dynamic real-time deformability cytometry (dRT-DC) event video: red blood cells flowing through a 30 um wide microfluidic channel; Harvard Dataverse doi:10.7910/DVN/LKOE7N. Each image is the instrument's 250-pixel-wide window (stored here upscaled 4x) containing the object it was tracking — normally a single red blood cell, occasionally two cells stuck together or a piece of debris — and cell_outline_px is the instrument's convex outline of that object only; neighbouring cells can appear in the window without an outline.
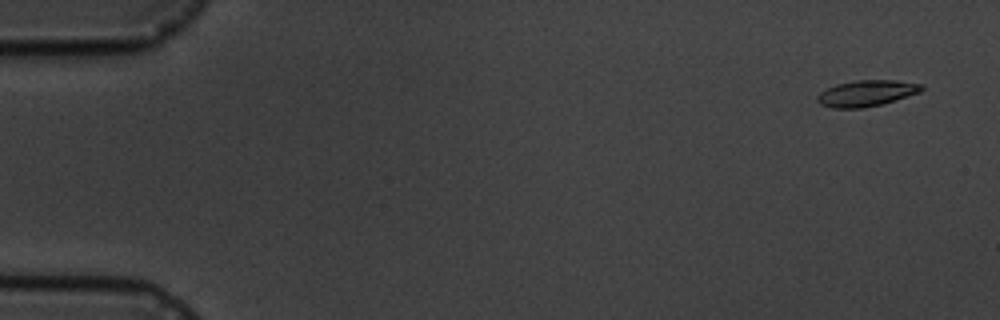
{"species": "common noctule bat (a hibernating species)", "species_latin": "Nyctalus noctula", "temperature_condition": "cold", "stored_images_in_passage": 5, "camera_frame_rate_fps": 3000, "um_per_image_px": 0.085, "animal": {"sex": "male", "body_mass_g": 19.5, "forearm_length_mm": 54.6}, "frame": {"image": 1, "passage_image": 1, "time_ms": 0.0, "image_size_px": [1000, 320], "cell_outline_px": [[924, 88], [920, 92], [880, 104], [864, 108], [832, 108], [820, 104], [816, 100], [816, 96], [820, 92], [836, 84], [856, 80], [896, 80], [924, 84]], "centroid_in_image_um": [73.64, 7.92], "position_along_channel_um": 11.4, "area_um2": 15.84}}
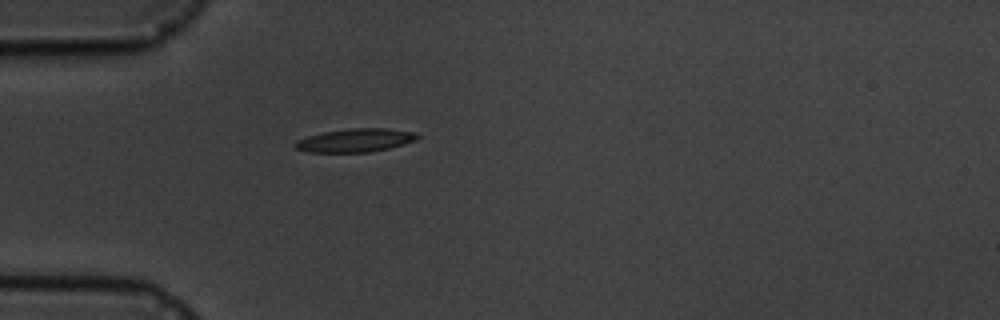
{"frame": {"image": 2, "passage_image": 5, "time_ms": 4.667, "image_size_px": [1000, 320], "cell_outline_px": [[420, 136], [416, 140], [404, 144], [388, 148], [368, 152], [308, 152], [296, 148], [292, 144], [296, 140], [308, 136], [324, 132], [348, 128], [388, 128], [416, 132]], "centroid_in_image_um": [30.21, 11.92], "position_along_channel_um": 54.8, "area_um2": 16.7}}